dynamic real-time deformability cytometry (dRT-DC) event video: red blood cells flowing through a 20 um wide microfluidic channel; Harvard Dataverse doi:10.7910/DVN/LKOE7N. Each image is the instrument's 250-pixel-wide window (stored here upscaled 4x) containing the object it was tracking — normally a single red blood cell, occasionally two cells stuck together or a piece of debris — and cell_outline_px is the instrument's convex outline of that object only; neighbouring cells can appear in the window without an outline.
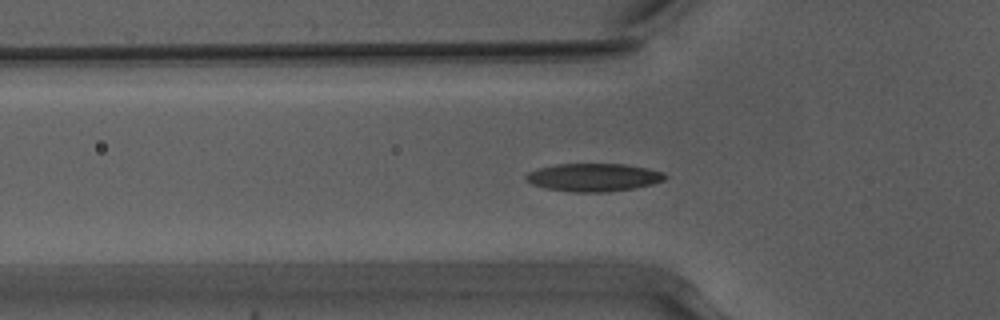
{"species": "Egyptian fruit bat (a non-hibernating species)", "species_latin": "Rousettus aegyptiacus", "temperature_condition": "warm", "stored_images_in_passage": 38, "segment_of_instrument_passage": [1, 2], "camera_frame_rate_fps": 3000, "um_per_image_px": 0.085, "animal": {"sex": "male"}, "frame": {"image": 1, "passage_image": 2, "time_ms": 0.333, "image_size_px": [1000, 320], "cell_outline_px": [[668, 176], [664, 180], [652, 184], [636, 188], [608, 192], [572, 192], [544, 188], [532, 184], [524, 180], [524, 176], [528, 172], [540, 168], [556, 164], [624, 164], [648, 168], [664, 172]], "centroid_in_image_um": [50.46, 15.08], "position_along_channel_um": 75.3, "area_um2": 22.89}}
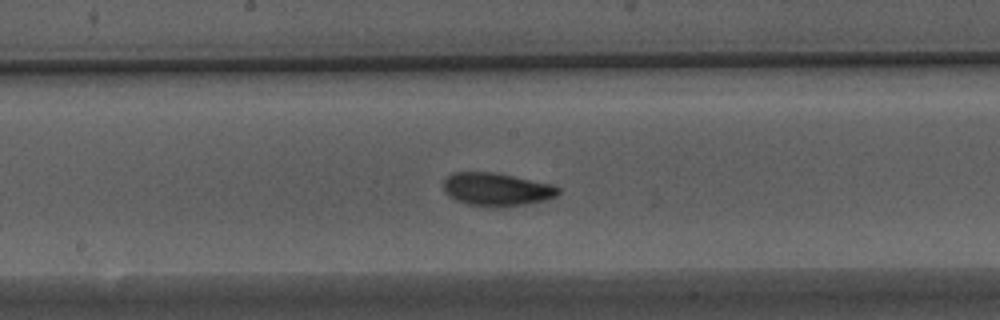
{"frame": {"image": 2, "passage_image": 12, "time_ms": 3.667, "image_size_px": [1000, 320], "cell_outline_px": [[560, 192], [556, 196], [544, 200], [524, 204], [468, 204], [456, 200], [448, 196], [444, 192], [444, 180], [452, 172], [496, 172], [552, 184], [560, 188]], "centroid_in_image_um": [42.2, 16.04], "position_along_channel_um": 206.0, "area_um2": 21.44}}
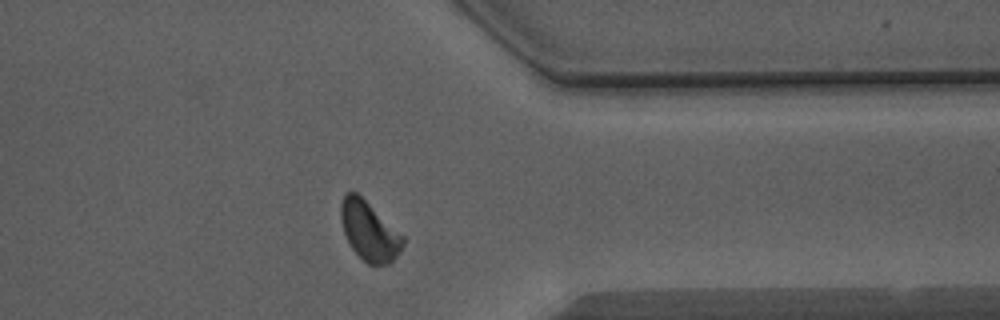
{"frame": {"image": 3, "passage_image": 26, "time_ms": 8.333, "image_size_px": [1000, 320], "cell_outline_px": [[404, 244], [400, 252], [388, 264], [376, 268], [368, 264], [352, 248], [344, 232], [340, 216], [340, 204], [344, 192], [356, 192], [404, 236]], "centroid_in_image_um": [31.38, 19.66], "position_along_channel_um": 380.0, "area_um2": 21.33}}